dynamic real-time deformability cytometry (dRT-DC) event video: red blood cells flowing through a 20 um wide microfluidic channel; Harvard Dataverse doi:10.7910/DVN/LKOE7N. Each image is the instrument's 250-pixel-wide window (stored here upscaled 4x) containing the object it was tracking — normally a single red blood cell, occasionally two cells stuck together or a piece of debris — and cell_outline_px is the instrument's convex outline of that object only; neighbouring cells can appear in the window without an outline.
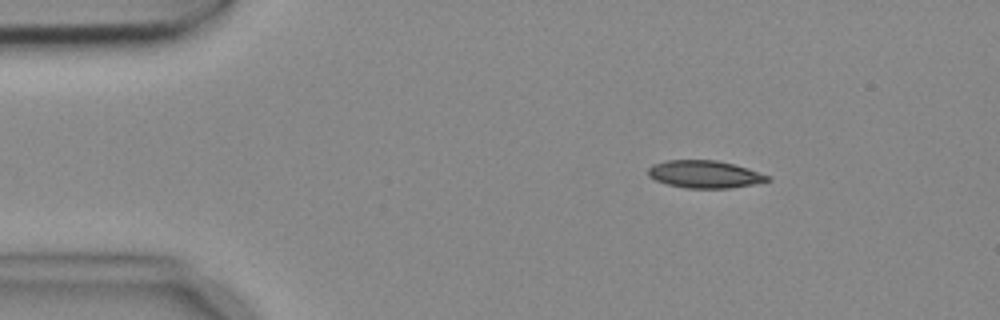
{"species": "common noctule bat (a hibernating species)", "species_latin": "Nyctalus noctula", "temperature_condition": "cold", "stored_images_in_passage": 4, "camera_frame_rate_fps": 3000, "um_per_image_px": 0.085, "animal": {"sex": "female", "body_mass_g": 18.4}, "frame": {"image": 1, "passage_image": 2, "time_ms": 0.333, "image_size_px": [1000, 320], "cell_outline_px": [[772, 180], [752, 184], [728, 188], [684, 188], [668, 184], [656, 180], [648, 176], [648, 168], [652, 164], [668, 160], [716, 160], [748, 168], [768, 176]], "centroid_in_image_um": [59.86, 14.81], "position_along_channel_um": 25.1, "area_um2": 18.96}}